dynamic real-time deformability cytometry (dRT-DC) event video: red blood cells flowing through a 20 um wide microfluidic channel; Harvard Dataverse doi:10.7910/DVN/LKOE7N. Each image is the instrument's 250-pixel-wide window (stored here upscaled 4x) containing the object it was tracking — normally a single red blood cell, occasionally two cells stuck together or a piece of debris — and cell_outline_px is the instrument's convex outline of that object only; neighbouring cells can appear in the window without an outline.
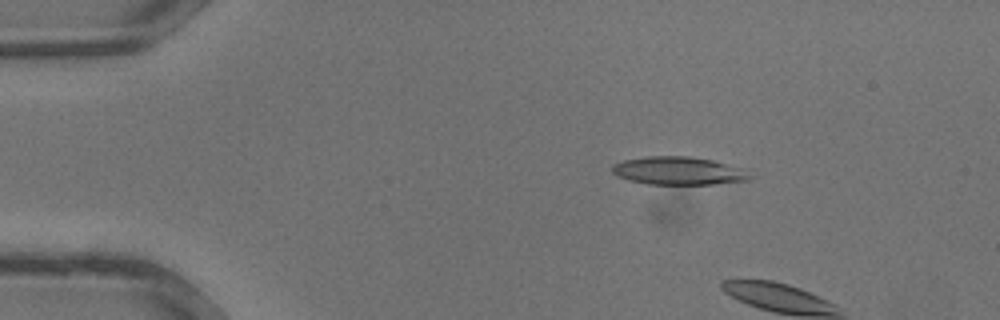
{"species": "common noctule bat (a hibernating species)", "species_latin": "Nyctalus noctula", "temperature_condition": "warm", "stored_images_in_passage": 7, "camera_frame_rate_fps": 3000, "um_per_image_px": 0.085, "animal": {"sex": "male", "body_mass_g": 13.3}, "frame": {"image": 1, "passage_image": 5, "time_ms": 1.333, "image_size_px": [1000, 320], "cell_outline_px": [[752, 180], [712, 184], [648, 184], [628, 180], [616, 176], [612, 172], [612, 164], [624, 160], [648, 156], [688, 156], [712, 160], [748, 168], [752, 176]], "centroid_in_image_um": [57.74, 14.52], "position_along_channel_um": 27.3, "area_um2": 22.89}}